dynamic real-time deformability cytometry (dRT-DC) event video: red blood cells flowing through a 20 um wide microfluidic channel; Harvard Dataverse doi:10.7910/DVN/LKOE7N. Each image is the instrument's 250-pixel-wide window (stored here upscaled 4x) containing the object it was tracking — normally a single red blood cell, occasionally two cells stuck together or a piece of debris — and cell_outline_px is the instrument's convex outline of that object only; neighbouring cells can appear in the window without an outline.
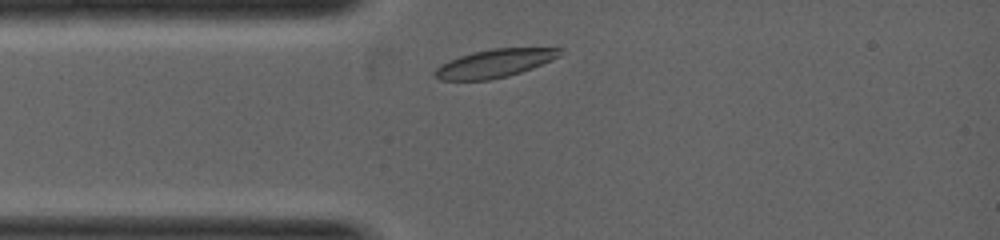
{"species": "common noctule bat (a hibernating species)", "species_latin": "Nyctalus noctula", "temperature_condition": "warm", "stored_images_in_passage": 4, "camera_frame_rate_fps": 5000, "um_per_image_px": 0.085, "animal": {"sex": "female", "body_mass_g": 19.0, "forearm_length_mm": 53.3}, "frame": {"image": 1, "passage_image": 1, "time_ms": 0.0, "image_size_px": [1000, 240], "cell_outline_px": [[564, 48], [560, 56], [552, 60], [532, 68], [508, 76], [488, 80], [440, 80], [432, 72], [436, 68], [460, 56], [472, 52], [492, 48]], "centroid_in_image_um": [42.08, 5.38], "position_along_channel_um": 42.9, "area_um2": 20.35}}
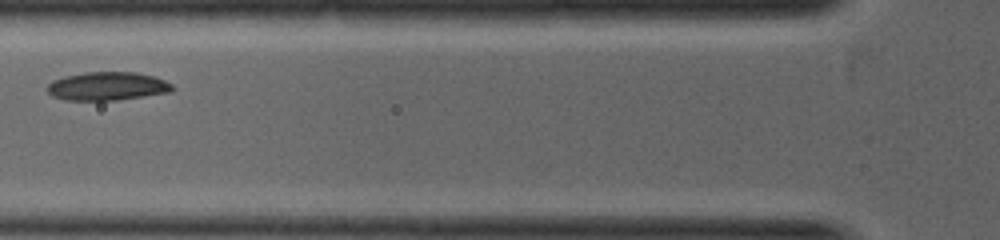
{"frame": {"image": 2, "passage_image": 3, "time_ms": 1.0, "image_size_px": [1000, 240], "cell_outline_px": [[176, 88], [172, 92], [116, 100], [64, 100], [52, 96], [44, 88], [52, 80], [64, 76], [84, 72], [136, 72], [152, 76], [164, 80], [172, 84]], "centroid_in_image_um": [9.1, 7.33], "position_along_channel_um": 116.7, "area_um2": 20.92}}